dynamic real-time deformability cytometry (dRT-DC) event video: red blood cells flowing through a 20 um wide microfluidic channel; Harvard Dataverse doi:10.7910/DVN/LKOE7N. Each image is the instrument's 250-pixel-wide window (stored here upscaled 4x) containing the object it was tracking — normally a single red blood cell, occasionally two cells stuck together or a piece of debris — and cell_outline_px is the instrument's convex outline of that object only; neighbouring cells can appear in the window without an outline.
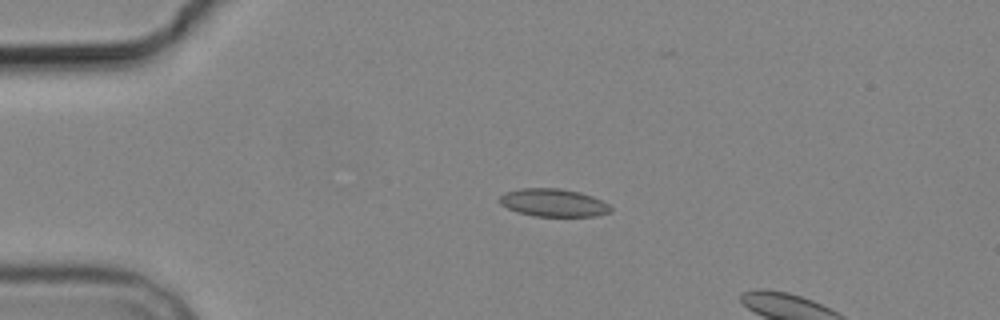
{"species": "common noctule bat (a hibernating species)", "species_latin": "Nyctalus noctula", "temperature_condition": "cold", "stored_images_in_passage": 5, "camera_frame_rate_fps": 3000, "um_per_image_px": 0.085, "animal": {"sex": "male", "body_mass_g": 19.2, "forearm_length_mm": 51.8}, "frame": {"image": 1, "passage_image": 4, "time_ms": 3.667, "image_size_px": [1000, 320], "cell_outline_px": [[612, 212], [596, 216], [536, 216], [516, 212], [500, 204], [500, 196], [504, 192], [520, 188], [560, 188], [580, 192], [592, 196], [608, 204], [612, 208]], "centroid_in_image_um": [47.04, 17.23], "position_along_channel_um": 38.0, "area_um2": 18.09}}